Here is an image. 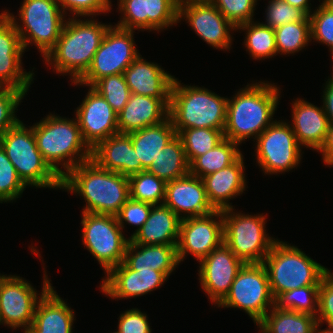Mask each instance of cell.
Masks as SVG:
<instances>
[{
  "label": "cell",
  "instance_id": "obj_1",
  "mask_svg": "<svg viewBox=\"0 0 333 333\" xmlns=\"http://www.w3.org/2000/svg\"><path fill=\"white\" fill-rule=\"evenodd\" d=\"M279 89L268 81L252 82L228 98L224 137L238 145L249 138L255 142L274 122L273 115L280 102Z\"/></svg>",
  "mask_w": 333,
  "mask_h": 333
},
{
  "label": "cell",
  "instance_id": "obj_2",
  "mask_svg": "<svg viewBox=\"0 0 333 333\" xmlns=\"http://www.w3.org/2000/svg\"><path fill=\"white\" fill-rule=\"evenodd\" d=\"M68 17L55 46L43 58L55 73L78 82L92 64L109 25L93 19Z\"/></svg>",
  "mask_w": 333,
  "mask_h": 333
},
{
  "label": "cell",
  "instance_id": "obj_3",
  "mask_svg": "<svg viewBox=\"0 0 333 333\" xmlns=\"http://www.w3.org/2000/svg\"><path fill=\"white\" fill-rule=\"evenodd\" d=\"M63 191L85 200L82 213L116 215L129 199L128 177L99 167L88 160L62 177Z\"/></svg>",
  "mask_w": 333,
  "mask_h": 333
},
{
  "label": "cell",
  "instance_id": "obj_4",
  "mask_svg": "<svg viewBox=\"0 0 333 333\" xmlns=\"http://www.w3.org/2000/svg\"><path fill=\"white\" fill-rule=\"evenodd\" d=\"M32 128L38 150L61 177L91 159V149L82 138L76 118L69 119L51 113L32 125Z\"/></svg>",
  "mask_w": 333,
  "mask_h": 333
},
{
  "label": "cell",
  "instance_id": "obj_5",
  "mask_svg": "<svg viewBox=\"0 0 333 333\" xmlns=\"http://www.w3.org/2000/svg\"><path fill=\"white\" fill-rule=\"evenodd\" d=\"M228 98L221 97L204 86L182 85L174 79L168 117L176 134L183 129L210 128L224 132Z\"/></svg>",
  "mask_w": 333,
  "mask_h": 333
},
{
  "label": "cell",
  "instance_id": "obj_6",
  "mask_svg": "<svg viewBox=\"0 0 333 333\" xmlns=\"http://www.w3.org/2000/svg\"><path fill=\"white\" fill-rule=\"evenodd\" d=\"M263 264L274 299L292 289L319 286L321 278L329 271L297 246L280 240L273 244Z\"/></svg>",
  "mask_w": 333,
  "mask_h": 333
},
{
  "label": "cell",
  "instance_id": "obj_7",
  "mask_svg": "<svg viewBox=\"0 0 333 333\" xmlns=\"http://www.w3.org/2000/svg\"><path fill=\"white\" fill-rule=\"evenodd\" d=\"M21 120L0 136V145L26 186L62 188V177L44 160L37 148L32 126Z\"/></svg>",
  "mask_w": 333,
  "mask_h": 333
},
{
  "label": "cell",
  "instance_id": "obj_8",
  "mask_svg": "<svg viewBox=\"0 0 333 333\" xmlns=\"http://www.w3.org/2000/svg\"><path fill=\"white\" fill-rule=\"evenodd\" d=\"M3 12L13 22L25 51L32 44L43 58L55 46L67 19L56 0H23L18 18Z\"/></svg>",
  "mask_w": 333,
  "mask_h": 333
},
{
  "label": "cell",
  "instance_id": "obj_9",
  "mask_svg": "<svg viewBox=\"0 0 333 333\" xmlns=\"http://www.w3.org/2000/svg\"><path fill=\"white\" fill-rule=\"evenodd\" d=\"M234 208L222 211L224 243L245 264L263 263L278 240L266 232V215L234 212Z\"/></svg>",
  "mask_w": 333,
  "mask_h": 333
},
{
  "label": "cell",
  "instance_id": "obj_10",
  "mask_svg": "<svg viewBox=\"0 0 333 333\" xmlns=\"http://www.w3.org/2000/svg\"><path fill=\"white\" fill-rule=\"evenodd\" d=\"M274 305L266 267L263 263H246L237 273L227 296L217 306L241 309L257 325Z\"/></svg>",
  "mask_w": 333,
  "mask_h": 333
},
{
  "label": "cell",
  "instance_id": "obj_11",
  "mask_svg": "<svg viewBox=\"0 0 333 333\" xmlns=\"http://www.w3.org/2000/svg\"><path fill=\"white\" fill-rule=\"evenodd\" d=\"M82 243L108 273L124 260L130 238H126L116 216L82 213Z\"/></svg>",
  "mask_w": 333,
  "mask_h": 333
},
{
  "label": "cell",
  "instance_id": "obj_12",
  "mask_svg": "<svg viewBox=\"0 0 333 333\" xmlns=\"http://www.w3.org/2000/svg\"><path fill=\"white\" fill-rule=\"evenodd\" d=\"M135 30L110 25L94 54L91 66L75 86L91 87L103 77L123 74L124 70L140 55L136 48Z\"/></svg>",
  "mask_w": 333,
  "mask_h": 333
},
{
  "label": "cell",
  "instance_id": "obj_13",
  "mask_svg": "<svg viewBox=\"0 0 333 333\" xmlns=\"http://www.w3.org/2000/svg\"><path fill=\"white\" fill-rule=\"evenodd\" d=\"M289 123L275 120L255 139L256 162L265 175L289 172L301 162L302 146Z\"/></svg>",
  "mask_w": 333,
  "mask_h": 333
},
{
  "label": "cell",
  "instance_id": "obj_14",
  "mask_svg": "<svg viewBox=\"0 0 333 333\" xmlns=\"http://www.w3.org/2000/svg\"><path fill=\"white\" fill-rule=\"evenodd\" d=\"M41 295L26 279L16 275L0 274V324L13 330L30 328L35 308L41 296L52 286L44 270ZM38 295H40L38 297ZM23 327V328H22Z\"/></svg>",
  "mask_w": 333,
  "mask_h": 333
},
{
  "label": "cell",
  "instance_id": "obj_15",
  "mask_svg": "<svg viewBox=\"0 0 333 333\" xmlns=\"http://www.w3.org/2000/svg\"><path fill=\"white\" fill-rule=\"evenodd\" d=\"M223 242L222 211L182 219L176 246L178 261L181 263L186 254H191L200 262Z\"/></svg>",
  "mask_w": 333,
  "mask_h": 333
},
{
  "label": "cell",
  "instance_id": "obj_16",
  "mask_svg": "<svg viewBox=\"0 0 333 333\" xmlns=\"http://www.w3.org/2000/svg\"><path fill=\"white\" fill-rule=\"evenodd\" d=\"M121 13L118 27L145 31H163L179 23V9L173 0H117Z\"/></svg>",
  "mask_w": 333,
  "mask_h": 333
},
{
  "label": "cell",
  "instance_id": "obj_17",
  "mask_svg": "<svg viewBox=\"0 0 333 333\" xmlns=\"http://www.w3.org/2000/svg\"><path fill=\"white\" fill-rule=\"evenodd\" d=\"M199 264L201 288L216 306L227 296L237 273L245 263L223 242Z\"/></svg>",
  "mask_w": 333,
  "mask_h": 333
},
{
  "label": "cell",
  "instance_id": "obj_18",
  "mask_svg": "<svg viewBox=\"0 0 333 333\" xmlns=\"http://www.w3.org/2000/svg\"><path fill=\"white\" fill-rule=\"evenodd\" d=\"M25 49L13 22L2 11L0 14V86H8L26 94L33 82L34 72L23 69Z\"/></svg>",
  "mask_w": 333,
  "mask_h": 333
},
{
  "label": "cell",
  "instance_id": "obj_19",
  "mask_svg": "<svg viewBox=\"0 0 333 333\" xmlns=\"http://www.w3.org/2000/svg\"><path fill=\"white\" fill-rule=\"evenodd\" d=\"M178 19L179 22L181 19L187 21L195 34L213 48L230 50L233 41L230 31H236V27L218 11L211 1L181 7Z\"/></svg>",
  "mask_w": 333,
  "mask_h": 333
},
{
  "label": "cell",
  "instance_id": "obj_20",
  "mask_svg": "<svg viewBox=\"0 0 333 333\" xmlns=\"http://www.w3.org/2000/svg\"><path fill=\"white\" fill-rule=\"evenodd\" d=\"M80 104L75 110V117L82 138L91 150L111 135L119 133L117 113L94 89L89 87Z\"/></svg>",
  "mask_w": 333,
  "mask_h": 333
},
{
  "label": "cell",
  "instance_id": "obj_21",
  "mask_svg": "<svg viewBox=\"0 0 333 333\" xmlns=\"http://www.w3.org/2000/svg\"><path fill=\"white\" fill-rule=\"evenodd\" d=\"M169 279L163 272L149 269H130L124 262L113 267L102 278L100 292L111 299L143 296L160 288Z\"/></svg>",
  "mask_w": 333,
  "mask_h": 333
},
{
  "label": "cell",
  "instance_id": "obj_22",
  "mask_svg": "<svg viewBox=\"0 0 333 333\" xmlns=\"http://www.w3.org/2000/svg\"><path fill=\"white\" fill-rule=\"evenodd\" d=\"M163 204L181 220L205 216L215 211L209 203L203 180L191 174L166 182Z\"/></svg>",
  "mask_w": 333,
  "mask_h": 333
},
{
  "label": "cell",
  "instance_id": "obj_23",
  "mask_svg": "<svg viewBox=\"0 0 333 333\" xmlns=\"http://www.w3.org/2000/svg\"><path fill=\"white\" fill-rule=\"evenodd\" d=\"M245 167L241 154L229 166L202 178L209 203L215 210L233 208L230 199L244 193L247 185Z\"/></svg>",
  "mask_w": 333,
  "mask_h": 333
},
{
  "label": "cell",
  "instance_id": "obj_24",
  "mask_svg": "<svg viewBox=\"0 0 333 333\" xmlns=\"http://www.w3.org/2000/svg\"><path fill=\"white\" fill-rule=\"evenodd\" d=\"M124 77L132 94L154 98H170L175 76L156 62L139 55L125 70Z\"/></svg>",
  "mask_w": 333,
  "mask_h": 333
},
{
  "label": "cell",
  "instance_id": "obj_25",
  "mask_svg": "<svg viewBox=\"0 0 333 333\" xmlns=\"http://www.w3.org/2000/svg\"><path fill=\"white\" fill-rule=\"evenodd\" d=\"M291 112L293 120L290 125L297 142L302 147L318 151L324 144L330 125L323 106L317 107L304 98H296Z\"/></svg>",
  "mask_w": 333,
  "mask_h": 333
},
{
  "label": "cell",
  "instance_id": "obj_26",
  "mask_svg": "<svg viewBox=\"0 0 333 333\" xmlns=\"http://www.w3.org/2000/svg\"><path fill=\"white\" fill-rule=\"evenodd\" d=\"M91 160L99 167L127 177L141 172L130 134L117 133L97 144L91 150Z\"/></svg>",
  "mask_w": 333,
  "mask_h": 333
},
{
  "label": "cell",
  "instance_id": "obj_27",
  "mask_svg": "<svg viewBox=\"0 0 333 333\" xmlns=\"http://www.w3.org/2000/svg\"><path fill=\"white\" fill-rule=\"evenodd\" d=\"M170 98H154L131 94L117 114L119 133H130L162 123L168 118Z\"/></svg>",
  "mask_w": 333,
  "mask_h": 333
},
{
  "label": "cell",
  "instance_id": "obj_28",
  "mask_svg": "<svg viewBox=\"0 0 333 333\" xmlns=\"http://www.w3.org/2000/svg\"><path fill=\"white\" fill-rule=\"evenodd\" d=\"M74 313L51 286L38 301L32 324L25 333H72Z\"/></svg>",
  "mask_w": 333,
  "mask_h": 333
},
{
  "label": "cell",
  "instance_id": "obj_29",
  "mask_svg": "<svg viewBox=\"0 0 333 333\" xmlns=\"http://www.w3.org/2000/svg\"><path fill=\"white\" fill-rule=\"evenodd\" d=\"M181 219L167 206H152L143 226L130 238L141 245H177Z\"/></svg>",
  "mask_w": 333,
  "mask_h": 333
},
{
  "label": "cell",
  "instance_id": "obj_30",
  "mask_svg": "<svg viewBox=\"0 0 333 333\" xmlns=\"http://www.w3.org/2000/svg\"><path fill=\"white\" fill-rule=\"evenodd\" d=\"M177 245H141L129 241L123 262L130 269H153L163 272L168 278L180 264Z\"/></svg>",
  "mask_w": 333,
  "mask_h": 333
},
{
  "label": "cell",
  "instance_id": "obj_31",
  "mask_svg": "<svg viewBox=\"0 0 333 333\" xmlns=\"http://www.w3.org/2000/svg\"><path fill=\"white\" fill-rule=\"evenodd\" d=\"M129 134L136 151L137 162H141V171L147 170L160 151L177 135L169 117L162 123Z\"/></svg>",
  "mask_w": 333,
  "mask_h": 333
},
{
  "label": "cell",
  "instance_id": "obj_32",
  "mask_svg": "<svg viewBox=\"0 0 333 333\" xmlns=\"http://www.w3.org/2000/svg\"><path fill=\"white\" fill-rule=\"evenodd\" d=\"M269 312V313H268ZM256 325L260 333H315L317 317L308 313L277 308L275 305Z\"/></svg>",
  "mask_w": 333,
  "mask_h": 333
},
{
  "label": "cell",
  "instance_id": "obj_33",
  "mask_svg": "<svg viewBox=\"0 0 333 333\" xmlns=\"http://www.w3.org/2000/svg\"><path fill=\"white\" fill-rule=\"evenodd\" d=\"M147 171L165 182L182 178L189 174V164L185 156L182 140L176 135L160 151Z\"/></svg>",
  "mask_w": 333,
  "mask_h": 333
},
{
  "label": "cell",
  "instance_id": "obj_34",
  "mask_svg": "<svg viewBox=\"0 0 333 333\" xmlns=\"http://www.w3.org/2000/svg\"><path fill=\"white\" fill-rule=\"evenodd\" d=\"M239 145L224 138L207 153L196 157L189 164V174L203 178L232 164L240 155Z\"/></svg>",
  "mask_w": 333,
  "mask_h": 333
},
{
  "label": "cell",
  "instance_id": "obj_35",
  "mask_svg": "<svg viewBox=\"0 0 333 333\" xmlns=\"http://www.w3.org/2000/svg\"><path fill=\"white\" fill-rule=\"evenodd\" d=\"M245 31L244 47L252 59L261 60L277 55L275 31L258 21H250L236 27Z\"/></svg>",
  "mask_w": 333,
  "mask_h": 333
},
{
  "label": "cell",
  "instance_id": "obj_36",
  "mask_svg": "<svg viewBox=\"0 0 333 333\" xmlns=\"http://www.w3.org/2000/svg\"><path fill=\"white\" fill-rule=\"evenodd\" d=\"M129 198L148 203L162 205L165 200L166 182L147 170L128 177Z\"/></svg>",
  "mask_w": 333,
  "mask_h": 333
},
{
  "label": "cell",
  "instance_id": "obj_37",
  "mask_svg": "<svg viewBox=\"0 0 333 333\" xmlns=\"http://www.w3.org/2000/svg\"><path fill=\"white\" fill-rule=\"evenodd\" d=\"M277 55L294 54L311 42L310 19L306 16L301 22L284 24L274 29Z\"/></svg>",
  "mask_w": 333,
  "mask_h": 333
},
{
  "label": "cell",
  "instance_id": "obj_38",
  "mask_svg": "<svg viewBox=\"0 0 333 333\" xmlns=\"http://www.w3.org/2000/svg\"><path fill=\"white\" fill-rule=\"evenodd\" d=\"M177 135L182 140L188 164L213 149L225 138L223 131L210 128L183 129Z\"/></svg>",
  "mask_w": 333,
  "mask_h": 333
},
{
  "label": "cell",
  "instance_id": "obj_39",
  "mask_svg": "<svg viewBox=\"0 0 333 333\" xmlns=\"http://www.w3.org/2000/svg\"><path fill=\"white\" fill-rule=\"evenodd\" d=\"M319 286H305L281 293L275 299V306L317 316Z\"/></svg>",
  "mask_w": 333,
  "mask_h": 333
},
{
  "label": "cell",
  "instance_id": "obj_40",
  "mask_svg": "<svg viewBox=\"0 0 333 333\" xmlns=\"http://www.w3.org/2000/svg\"><path fill=\"white\" fill-rule=\"evenodd\" d=\"M91 88L101 95L117 114L124 108L132 94L124 74L103 77Z\"/></svg>",
  "mask_w": 333,
  "mask_h": 333
},
{
  "label": "cell",
  "instance_id": "obj_41",
  "mask_svg": "<svg viewBox=\"0 0 333 333\" xmlns=\"http://www.w3.org/2000/svg\"><path fill=\"white\" fill-rule=\"evenodd\" d=\"M321 5L309 15L311 41L328 46L333 50V5L323 0Z\"/></svg>",
  "mask_w": 333,
  "mask_h": 333
},
{
  "label": "cell",
  "instance_id": "obj_42",
  "mask_svg": "<svg viewBox=\"0 0 333 333\" xmlns=\"http://www.w3.org/2000/svg\"><path fill=\"white\" fill-rule=\"evenodd\" d=\"M26 187L0 145V203L20 198Z\"/></svg>",
  "mask_w": 333,
  "mask_h": 333
},
{
  "label": "cell",
  "instance_id": "obj_43",
  "mask_svg": "<svg viewBox=\"0 0 333 333\" xmlns=\"http://www.w3.org/2000/svg\"><path fill=\"white\" fill-rule=\"evenodd\" d=\"M25 95L24 91L16 88L0 86V136L20 121L15 110Z\"/></svg>",
  "mask_w": 333,
  "mask_h": 333
},
{
  "label": "cell",
  "instance_id": "obj_44",
  "mask_svg": "<svg viewBox=\"0 0 333 333\" xmlns=\"http://www.w3.org/2000/svg\"><path fill=\"white\" fill-rule=\"evenodd\" d=\"M258 0H211L218 11L235 27L253 20Z\"/></svg>",
  "mask_w": 333,
  "mask_h": 333
},
{
  "label": "cell",
  "instance_id": "obj_45",
  "mask_svg": "<svg viewBox=\"0 0 333 333\" xmlns=\"http://www.w3.org/2000/svg\"><path fill=\"white\" fill-rule=\"evenodd\" d=\"M266 13V21L263 25L272 29L293 22H301L307 15L297 7L290 5L284 0H269Z\"/></svg>",
  "mask_w": 333,
  "mask_h": 333
},
{
  "label": "cell",
  "instance_id": "obj_46",
  "mask_svg": "<svg viewBox=\"0 0 333 333\" xmlns=\"http://www.w3.org/2000/svg\"><path fill=\"white\" fill-rule=\"evenodd\" d=\"M61 10L66 14L69 11L72 17H96L112 10L111 0H56Z\"/></svg>",
  "mask_w": 333,
  "mask_h": 333
},
{
  "label": "cell",
  "instance_id": "obj_47",
  "mask_svg": "<svg viewBox=\"0 0 333 333\" xmlns=\"http://www.w3.org/2000/svg\"><path fill=\"white\" fill-rule=\"evenodd\" d=\"M152 206L153 205L151 204L129 198L115 215L122 230L125 227V223L131 226H137V229L129 238H131L146 222L150 215Z\"/></svg>",
  "mask_w": 333,
  "mask_h": 333
},
{
  "label": "cell",
  "instance_id": "obj_48",
  "mask_svg": "<svg viewBox=\"0 0 333 333\" xmlns=\"http://www.w3.org/2000/svg\"><path fill=\"white\" fill-rule=\"evenodd\" d=\"M317 320L333 326V272L329 270L320 281Z\"/></svg>",
  "mask_w": 333,
  "mask_h": 333
},
{
  "label": "cell",
  "instance_id": "obj_49",
  "mask_svg": "<svg viewBox=\"0 0 333 333\" xmlns=\"http://www.w3.org/2000/svg\"><path fill=\"white\" fill-rule=\"evenodd\" d=\"M118 333H151L148 316L138 308L129 309L120 314Z\"/></svg>",
  "mask_w": 333,
  "mask_h": 333
},
{
  "label": "cell",
  "instance_id": "obj_50",
  "mask_svg": "<svg viewBox=\"0 0 333 333\" xmlns=\"http://www.w3.org/2000/svg\"><path fill=\"white\" fill-rule=\"evenodd\" d=\"M317 152H321L325 165L333 167V123L329 125L324 144Z\"/></svg>",
  "mask_w": 333,
  "mask_h": 333
},
{
  "label": "cell",
  "instance_id": "obj_51",
  "mask_svg": "<svg viewBox=\"0 0 333 333\" xmlns=\"http://www.w3.org/2000/svg\"><path fill=\"white\" fill-rule=\"evenodd\" d=\"M322 99L324 112L331 124L333 123V80L329 77L325 83Z\"/></svg>",
  "mask_w": 333,
  "mask_h": 333
},
{
  "label": "cell",
  "instance_id": "obj_52",
  "mask_svg": "<svg viewBox=\"0 0 333 333\" xmlns=\"http://www.w3.org/2000/svg\"><path fill=\"white\" fill-rule=\"evenodd\" d=\"M285 2L289 3L290 5L299 8L302 10L307 16L312 13L311 3L310 0H284ZM310 3V4H309Z\"/></svg>",
  "mask_w": 333,
  "mask_h": 333
},
{
  "label": "cell",
  "instance_id": "obj_53",
  "mask_svg": "<svg viewBox=\"0 0 333 333\" xmlns=\"http://www.w3.org/2000/svg\"><path fill=\"white\" fill-rule=\"evenodd\" d=\"M178 9L183 6L195 3H205L211 0H173Z\"/></svg>",
  "mask_w": 333,
  "mask_h": 333
},
{
  "label": "cell",
  "instance_id": "obj_54",
  "mask_svg": "<svg viewBox=\"0 0 333 333\" xmlns=\"http://www.w3.org/2000/svg\"><path fill=\"white\" fill-rule=\"evenodd\" d=\"M322 327L321 323H317L316 325V332L315 333H333V326H328L325 329H320Z\"/></svg>",
  "mask_w": 333,
  "mask_h": 333
},
{
  "label": "cell",
  "instance_id": "obj_55",
  "mask_svg": "<svg viewBox=\"0 0 333 333\" xmlns=\"http://www.w3.org/2000/svg\"><path fill=\"white\" fill-rule=\"evenodd\" d=\"M331 54H332V59H333V50L331 51ZM333 61V60H332ZM333 71V70H332ZM330 79L333 80V72H332V75L330 76Z\"/></svg>",
  "mask_w": 333,
  "mask_h": 333
}]
</instances>
